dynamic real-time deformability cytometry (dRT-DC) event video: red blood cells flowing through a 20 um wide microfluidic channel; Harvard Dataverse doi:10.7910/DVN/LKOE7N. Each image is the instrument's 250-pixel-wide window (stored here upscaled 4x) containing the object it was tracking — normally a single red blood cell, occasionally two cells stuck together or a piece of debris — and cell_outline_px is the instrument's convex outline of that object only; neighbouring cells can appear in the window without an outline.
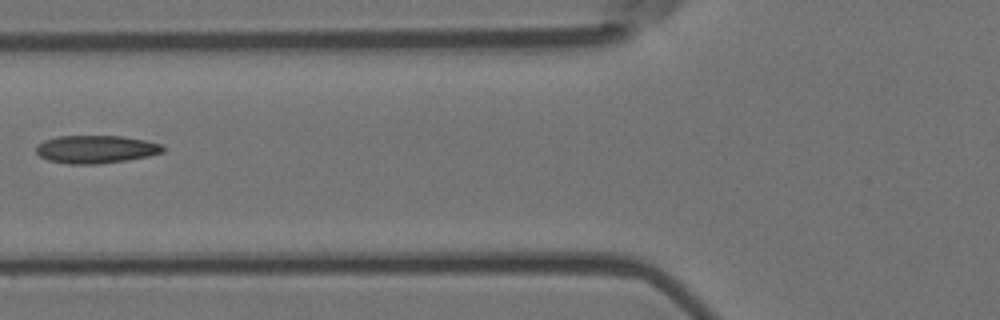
{"species": "Egyptian fruit bat (a non-hibernating species)", "species_latin": "Rousettus aegyptiacus", "temperature_condition": "room temperature", "stored_images_in_passage": 6, "camera_frame_rate_fps": 3000, "um_per_image_px": 0.085, "animal": {"sex": "female"}, "frame": {"image": 1, "passage_image": 6, "time_ms": 1.667, "image_size_px": [1000, 320], "cell_outline_px": [[164, 152], [148, 156], [128, 160], [96, 164], [68, 164], [48, 160], [40, 156], [36, 152], [36, 144], [44, 140], [56, 136], [120, 136], [144, 140], [164, 144]], "centroid_in_image_um": [8.14, 12.69], "position_along_channel_um": 117.7, "area_um2": 20.75}}